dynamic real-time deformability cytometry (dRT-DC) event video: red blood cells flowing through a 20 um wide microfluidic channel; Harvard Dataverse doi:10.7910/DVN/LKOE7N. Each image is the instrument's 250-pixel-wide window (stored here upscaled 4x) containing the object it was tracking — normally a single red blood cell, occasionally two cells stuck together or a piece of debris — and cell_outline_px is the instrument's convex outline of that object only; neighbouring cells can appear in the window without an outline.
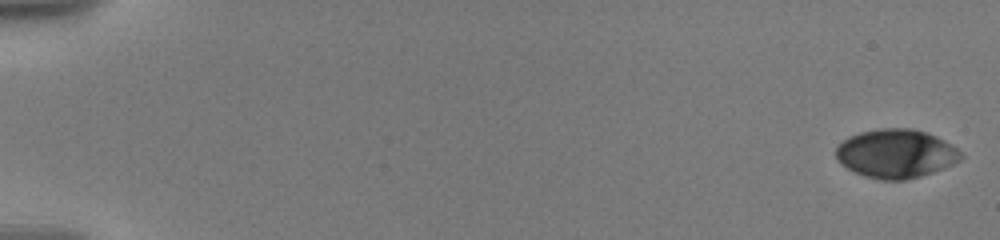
{"species": "human", "species_latin": "Homo sapiens", "temperature_condition": "warm", "stored_images_in_passage": 12, "camera_frame_rate_fps": 3000, "um_per_image_px": 0.085, "donor": {"sex": "male"}, "frame": {"image": 1, "passage_image": 1, "time_ms": 0.0, "image_size_px": [1000, 240], "cell_outline_px": [[964, 156], [960, 160], [944, 168], [920, 176], [904, 180], [880, 180], [864, 176], [840, 164], [836, 160], [836, 148], [848, 136], [860, 132], [880, 128], [912, 128], [928, 132], [952, 144]], "centroid_in_image_um": [76.15, 13.05], "position_along_channel_um": 8.8, "area_um2": 35.6}}
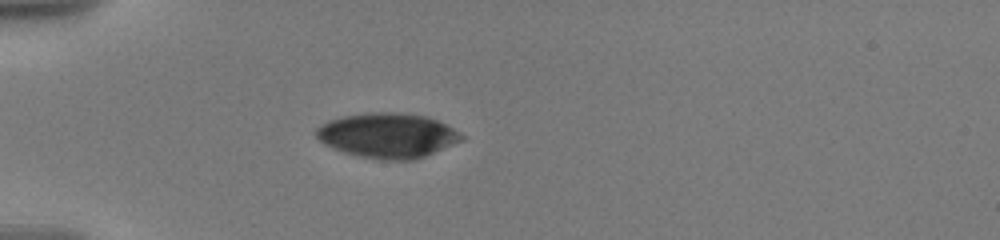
{"frame": {"image": 2, "passage_image": 9, "time_ms": 5.667, "image_size_px": [1000, 240], "cell_outline_px": [[464, 140], [424, 156], [412, 160], [380, 160], [360, 156], [344, 152], [332, 148], [324, 144], [316, 136], [316, 128], [328, 120], [344, 116], [368, 112], [400, 112], [428, 116], [452, 128], [464, 136]], "centroid_in_image_um": [32.94, 11.51], "position_along_channel_um": 52.1, "area_um2": 37.92}}
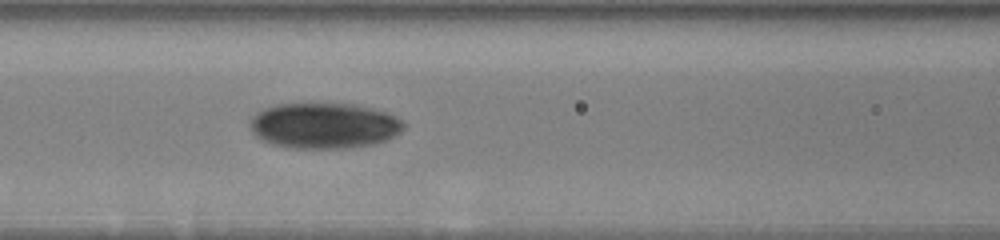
{"frame": {"image": 3, "passage_image": 12, "time_ms": 8.667, "image_size_px": [1000, 240], "cell_outline_px": [[404, 128], [400, 132], [388, 140], [376, 144], [352, 148], [288, 148], [272, 144], [260, 140], [252, 132], [248, 124], [252, 116], [256, 112], [264, 108], [276, 104], [356, 104], [388, 112], [400, 120], [404, 124]], "centroid_in_image_um": [27.53, 10.69], "position_along_channel_um": 139.1, "area_um2": 41.38}}